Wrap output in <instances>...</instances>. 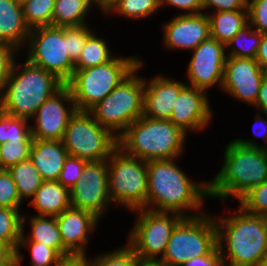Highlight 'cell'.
Here are the masks:
<instances>
[{
	"label": "cell",
	"instance_id": "cell-1",
	"mask_svg": "<svg viewBox=\"0 0 267 266\" xmlns=\"http://www.w3.org/2000/svg\"><path fill=\"white\" fill-rule=\"evenodd\" d=\"M178 159L147 162L148 190L144 209L173 212L183 217L205 213L204 201L210 198L209 182L192 180L176 164Z\"/></svg>",
	"mask_w": 267,
	"mask_h": 266
},
{
	"label": "cell",
	"instance_id": "cell-2",
	"mask_svg": "<svg viewBox=\"0 0 267 266\" xmlns=\"http://www.w3.org/2000/svg\"><path fill=\"white\" fill-rule=\"evenodd\" d=\"M226 215H213L225 266H258L267 257V218L240 206Z\"/></svg>",
	"mask_w": 267,
	"mask_h": 266
},
{
	"label": "cell",
	"instance_id": "cell-3",
	"mask_svg": "<svg viewBox=\"0 0 267 266\" xmlns=\"http://www.w3.org/2000/svg\"><path fill=\"white\" fill-rule=\"evenodd\" d=\"M223 152V165L209 181L210 198L239 201L267 180V149L247 147L232 139Z\"/></svg>",
	"mask_w": 267,
	"mask_h": 266
},
{
	"label": "cell",
	"instance_id": "cell-4",
	"mask_svg": "<svg viewBox=\"0 0 267 266\" xmlns=\"http://www.w3.org/2000/svg\"><path fill=\"white\" fill-rule=\"evenodd\" d=\"M19 64L21 62L16 60L5 87L0 92V110L7 115L30 121L40 105L64 83L27 59Z\"/></svg>",
	"mask_w": 267,
	"mask_h": 266
},
{
	"label": "cell",
	"instance_id": "cell-5",
	"mask_svg": "<svg viewBox=\"0 0 267 266\" xmlns=\"http://www.w3.org/2000/svg\"><path fill=\"white\" fill-rule=\"evenodd\" d=\"M187 134L170 120L142 116L118 138V147L128 156L146 162L180 158Z\"/></svg>",
	"mask_w": 267,
	"mask_h": 266
},
{
	"label": "cell",
	"instance_id": "cell-6",
	"mask_svg": "<svg viewBox=\"0 0 267 266\" xmlns=\"http://www.w3.org/2000/svg\"><path fill=\"white\" fill-rule=\"evenodd\" d=\"M117 55L111 61L74 71L66 83L78 111H89L127 78L143 60L137 55Z\"/></svg>",
	"mask_w": 267,
	"mask_h": 266
},
{
	"label": "cell",
	"instance_id": "cell-7",
	"mask_svg": "<svg viewBox=\"0 0 267 266\" xmlns=\"http://www.w3.org/2000/svg\"><path fill=\"white\" fill-rule=\"evenodd\" d=\"M144 63L142 60L127 78L89 110L94 119L117 138L143 116L144 76L138 73Z\"/></svg>",
	"mask_w": 267,
	"mask_h": 266
},
{
	"label": "cell",
	"instance_id": "cell-8",
	"mask_svg": "<svg viewBox=\"0 0 267 266\" xmlns=\"http://www.w3.org/2000/svg\"><path fill=\"white\" fill-rule=\"evenodd\" d=\"M110 202L131 212L146 205L147 162L128 156L119 147L107 159Z\"/></svg>",
	"mask_w": 267,
	"mask_h": 266
},
{
	"label": "cell",
	"instance_id": "cell-9",
	"mask_svg": "<svg viewBox=\"0 0 267 266\" xmlns=\"http://www.w3.org/2000/svg\"><path fill=\"white\" fill-rule=\"evenodd\" d=\"M217 247L213 216L202 213L184 217L175 227L160 259L166 266H181L190 258L209 255Z\"/></svg>",
	"mask_w": 267,
	"mask_h": 266
},
{
	"label": "cell",
	"instance_id": "cell-10",
	"mask_svg": "<svg viewBox=\"0 0 267 266\" xmlns=\"http://www.w3.org/2000/svg\"><path fill=\"white\" fill-rule=\"evenodd\" d=\"M61 141L68 155L87 162L107 160L118 148V138L89 111L77 110L71 116Z\"/></svg>",
	"mask_w": 267,
	"mask_h": 266
},
{
	"label": "cell",
	"instance_id": "cell-11",
	"mask_svg": "<svg viewBox=\"0 0 267 266\" xmlns=\"http://www.w3.org/2000/svg\"><path fill=\"white\" fill-rule=\"evenodd\" d=\"M131 212L137 215L128 232L126 243L140 258L161 259L172 232L184 217L173 212L144 208Z\"/></svg>",
	"mask_w": 267,
	"mask_h": 266
},
{
	"label": "cell",
	"instance_id": "cell-12",
	"mask_svg": "<svg viewBox=\"0 0 267 266\" xmlns=\"http://www.w3.org/2000/svg\"><path fill=\"white\" fill-rule=\"evenodd\" d=\"M30 63L54 74L66 84L74 73L67 51V27L45 26L30 30L25 46Z\"/></svg>",
	"mask_w": 267,
	"mask_h": 266
},
{
	"label": "cell",
	"instance_id": "cell-13",
	"mask_svg": "<svg viewBox=\"0 0 267 266\" xmlns=\"http://www.w3.org/2000/svg\"><path fill=\"white\" fill-rule=\"evenodd\" d=\"M69 192L71 207L88 211L99 219L104 217L112 205L108 191L107 160L86 162L81 179Z\"/></svg>",
	"mask_w": 267,
	"mask_h": 266
},
{
	"label": "cell",
	"instance_id": "cell-14",
	"mask_svg": "<svg viewBox=\"0 0 267 266\" xmlns=\"http://www.w3.org/2000/svg\"><path fill=\"white\" fill-rule=\"evenodd\" d=\"M191 53L192 56L186 71L187 83L206 92L216 85L221 90L224 66L227 59L226 46L209 37L201 42Z\"/></svg>",
	"mask_w": 267,
	"mask_h": 266
},
{
	"label": "cell",
	"instance_id": "cell-15",
	"mask_svg": "<svg viewBox=\"0 0 267 266\" xmlns=\"http://www.w3.org/2000/svg\"><path fill=\"white\" fill-rule=\"evenodd\" d=\"M77 111L70 88L64 84L43 102L31 119V135L38 140L61 141L69 119ZM33 120V121H32Z\"/></svg>",
	"mask_w": 267,
	"mask_h": 266
},
{
	"label": "cell",
	"instance_id": "cell-16",
	"mask_svg": "<svg viewBox=\"0 0 267 266\" xmlns=\"http://www.w3.org/2000/svg\"><path fill=\"white\" fill-rule=\"evenodd\" d=\"M264 75L255 59L227 56L221 90L235 100L254 106Z\"/></svg>",
	"mask_w": 267,
	"mask_h": 266
},
{
	"label": "cell",
	"instance_id": "cell-17",
	"mask_svg": "<svg viewBox=\"0 0 267 266\" xmlns=\"http://www.w3.org/2000/svg\"><path fill=\"white\" fill-rule=\"evenodd\" d=\"M210 93L186 84L179 92L173 106L170 121L187 135L203 132L212 122ZM189 131V132H188Z\"/></svg>",
	"mask_w": 267,
	"mask_h": 266
},
{
	"label": "cell",
	"instance_id": "cell-18",
	"mask_svg": "<svg viewBox=\"0 0 267 266\" xmlns=\"http://www.w3.org/2000/svg\"><path fill=\"white\" fill-rule=\"evenodd\" d=\"M162 26V43L169 51L191 52L210 37V20L206 13L176 14Z\"/></svg>",
	"mask_w": 267,
	"mask_h": 266
},
{
	"label": "cell",
	"instance_id": "cell-19",
	"mask_svg": "<svg viewBox=\"0 0 267 266\" xmlns=\"http://www.w3.org/2000/svg\"><path fill=\"white\" fill-rule=\"evenodd\" d=\"M185 81L157 74L147 79L144 76L143 116L170 120L173 106Z\"/></svg>",
	"mask_w": 267,
	"mask_h": 266
},
{
	"label": "cell",
	"instance_id": "cell-20",
	"mask_svg": "<svg viewBox=\"0 0 267 266\" xmlns=\"http://www.w3.org/2000/svg\"><path fill=\"white\" fill-rule=\"evenodd\" d=\"M56 221L63 247L70 254H88L90 237L97 230L100 219L88 211L70 206L56 216Z\"/></svg>",
	"mask_w": 267,
	"mask_h": 266
},
{
	"label": "cell",
	"instance_id": "cell-21",
	"mask_svg": "<svg viewBox=\"0 0 267 266\" xmlns=\"http://www.w3.org/2000/svg\"><path fill=\"white\" fill-rule=\"evenodd\" d=\"M67 157L62 141L34 139L29 159L43 181H58Z\"/></svg>",
	"mask_w": 267,
	"mask_h": 266
},
{
	"label": "cell",
	"instance_id": "cell-22",
	"mask_svg": "<svg viewBox=\"0 0 267 266\" xmlns=\"http://www.w3.org/2000/svg\"><path fill=\"white\" fill-rule=\"evenodd\" d=\"M29 34L22 6L15 0H0V41L22 52Z\"/></svg>",
	"mask_w": 267,
	"mask_h": 266
},
{
	"label": "cell",
	"instance_id": "cell-23",
	"mask_svg": "<svg viewBox=\"0 0 267 266\" xmlns=\"http://www.w3.org/2000/svg\"><path fill=\"white\" fill-rule=\"evenodd\" d=\"M27 223L31 227V233L26 236V231L24 230ZM19 241L43 243L44 245L53 248L61 257L70 255V253L63 247L59 226L55 216H38L31 214V217H28L27 214H23L22 236Z\"/></svg>",
	"mask_w": 267,
	"mask_h": 266
},
{
	"label": "cell",
	"instance_id": "cell-24",
	"mask_svg": "<svg viewBox=\"0 0 267 266\" xmlns=\"http://www.w3.org/2000/svg\"><path fill=\"white\" fill-rule=\"evenodd\" d=\"M38 216H58L70 207V192L58 181H43L29 200Z\"/></svg>",
	"mask_w": 267,
	"mask_h": 266
},
{
	"label": "cell",
	"instance_id": "cell-25",
	"mask_svg": "<svg viewBox=\"0 0 267 266\" xmlns=\"http://www.w3.org/2000/svg\"><path fill=\"white\" fill-rule=\"evenodd\" d=\"M210 37L226 44L249 23L248 10L217 11L207 14Z\"/></svg>",
	"mask_w": 267,
	"mask_h": 266
},
{
	"label": "cell",
	"instance_id": "cell-26",
	"mask_svg": "<svg viewBox=\"0 0 267 266\" xmlns=\"http://www.w3.org/2000/svg\"><path fill=\"white\" fill-rule=\"evenodd\" d=\"M93 0H55L52 26L74 27L88 24L87 18L93 11Z\"/></svg>",
	"mask_w": 267,
	"mask_h": 266
},
{
	"label": "cell",
	"instance_id": "cell-27",
	"mask_svg": "<svg viewBox=\"0 0 267 266\" xmlns=\"http://www.w3.org/2000/svg\"><path fill=\"white\" fill-rule=\"evenodd\" d=\"M95 33L92 32L88 36L80 57L74 63V71L103 65L117 55L113 54L114 52L110 50L111 47L108 46L109 41L107 42L106 38L100 37Z\"/></svg>",
	"mask_w": 267,
	"mask_h": 266
},
{
	"label": "cell",
	"instance_id": "cell-28",
	"mask_svg": "<svg viewBox=\"0 0 267 266\" xmlns=\"http://www.w3.org/2000/svg\"><path fill=\"white\" fill-rule=\"evenodd\" d=\"M8 172L16 184L18 195L22 201L30 200L43 182L40 173L30 159L10 167Z\"/></svg>",
	"mask_w": 267,
	"mask_h": 266
},
{
	"label": "cell",
	"instance_id": "cell-29",
	"mask_svg": "<svg viewBox=\"0 0 267 266\" xmlns=\"http://www.w3.org/2000/svg\"><path fill=\"white\" fill-rule=\"evenodd\" d=\"M262 35L248 23L226 44L227 56L255 59Z\"/></svg>",
	"mask_w": 267,
	"mask_h": 266
},
{
	"label": "cell",
	"instance_id": "cell-30",
	"mask_svg": "<svg viewBox=\"0 0 267 266\" xmlns=\"http://www.w3.org/2000/svg\"><path fill=\"white\" fill-rule=\"evenodd\" d=\"M22 211L0 207V241L16 252L22 236Z\"/></svg>",
	"mask_w": 267,
	"mask_h": 266
},
{
	"label": "cell",
	"instance_id": "cell-31",
	"mask_svg": "<svg viewBox=\"0 0 267 266\" xmlns=\"http://www.w3.org/2000/svg\"><path fill=\"white\" fill-rule=\"evenodd\" d=\"M160 10V0H120L107 16L115 14L118 17L121 16L137 21L145 20V18L149 19Z\"/></svg>",
	"mask_w": 267,
	"mask_h": 266
},
{
	"label": "cell",
	"instance_id": "cell-32",
	"mask_svg": "<svg viewBox=\"0 0 267 266\" xmlns=\"http://www.w3.org/2000/svg\"><path fill=\"white\" fill-rule=\"evenodd\" d=\"M15 141H34L30 121L7 115L0 110V144Z\"/></svg>",
	"mask_w": 267,
	"mask_h": 266
},
{
	"label": "cell",
	"instance_id": "cell-33",
	"mask_svg": "<svg viewBox=\"0 0 267 266\" xmlns=\"http://www.w3.org/2000/svg\"><path fill=\"white\" fill-rule=\"evenodd\" d=\"M55 0H29L22 6L24 21L32 30L51 26Z\"/></svg>",
	"mask_w": 267,
	"mask_h": 266
},
{
	"label": "cell",
	"instance_id": "cell-34",
	"mask_svg": "<svg viewBox=\"0 0 267 266\" xmlns=\"http://www.w3.org/2000/svg\"><path fill=\"white\" fill-rule=\"evenodd\" d=\"M21 248H28L30 251V266H55L61 256L51 247L44 245L43 243L34 241H19L16 255L19 260L20 266L23 265V258L25 254H22Z\"/></svg>",
	"mask_w": 267,
	"mask_h": 266
},
{
	"label": "cell",
	"instance_id": "cell-35",
	"mask_svg": "<svg viewBox=\"0 0 267 266\" xmlns=\"http://www.w3.org/2000/svg\"><path fill=\"white\" fill-rule=\"evenodd\" d=\"M90 259L91 266H134L135 252L125 243L123 246L100 252Z\"/></svg>",
	"mask_w": 267,
	"mask_h": 266
},
{
	"label": "cell",
	"instance_id": "cell-36",
	"mask_svg": "<svg viewBox=\"0 0 267 266\" xmlns=\"http://www.w3.org/2000/svg\"><path fill=\"white\" fill-rule=\"evenodd\" d=\"M33 141H15L0 144V158L4 170L29 160Z\"/></svg>",
	"mask_w": 267,
	"mask_h": 266
},
{
	"label": "cell",
	"instance_id": "cell-37",
	"mask_svg": "<svg viewBox=\"0 0 267 266\" xmlns=\"http://www.w3.org/2000/svg\"><path fill=\"white\" fill-rule=\"evenodd\" d=\"M238 202L245 212L267 218V180L250 190Z\"/></svg>",
	"mask_w": 267,
	"mask_h": 266
},
{
	"label": "cell",
	"instance_id": "cell-38",
	"mask_svg": "<svg viewBox=\"0 0 267 266\" xmlns=\"http://www.w3.org/2000/svg\"><path fill=\"white\" fill-rule=\"evenodd\" d=\"M23 201L20 199L16 184L8 170L0 172V207L21 210ZM22 204V205H21Z\"/></svg>",
	"mask_w": 267,
	"mask_h": 266
},
{
	"label": "cell",
	"instance_id": "cell-39",
	"mask_svg": "<svg viewBox=\"0 0 267 266\" xmlns=\"http://www.w3.org/2000/svg\"><path fill=\"white\" fill-rule=\"evenodd\" d=\"M89 26L67 27V51L74 62L80 57L88 36L93 32Z\"/></svg>",
	"mask_w": 267,
	"mask_h": 266
},
{
	"label": "cell",
	"instance_id": "cell-40",
	"mask_svg": "<svg viewBox=\"0 0 267 266\" xmlns=\"http://www.w3.org/2000/svg\"><path fill=\"white\" fill-rule=\"evenodd\" d=\"M86 162V160L68 155L59 175L58 182L64 187L71 189L81 179Z\"/></svg>",
	"mask_w": 267,
	"mask_h": 266
},
{
	"label": "cell",
	"instance_id": "cell-41",
	"mask_svg": "<svg viewBox=\"0 0 267 266\" xmlns=\"http://www.w3.org/2000/svg\"><path fill=\"white\" fill-rule=\"evenodd\" d=\"M248 20L252 27L267 34V0H248Z\"/></svg>",
	"mask_w": 267,
	"mask_h": 266
},
{
	"label": "cell",
	"instance_id": "cell-42",
	"mask_svg": "<svg viewBox=\"0 0 267 266\" xmlns=\"http://www.w3.org/2000/svg\"><path fill=\"white\" fill-rule=\"evenodd\" d=\"M17 52L20 53L17 48L0 41V92L11 74L16 57L19 55Z\"/></svg>",
	"mask_w": 267,
	"mask_h": 266
},
{
	"label": "cell",
	"instance_id": "cell-43",
	"mask_svg": "<svg viewBox=\"0 0 267 266\" xmlns=\"http://www.w3.org/2000/svg\"><path fill=\"white\" fill-rule=\"evenodd\" d=\"M256 117L254 119V123H252V130L253 135L256 137H261L263 139L264 144H258L256 140L252 139H241L240 137L237 139H234L236 142H238L241 145L247 146V147H259L263 149H267V113L256 111L254 114ZM264 115V116H263ZM262 116V117H261ZM266 117V118H265Z\"/></svg>",
	"mask_w": 267,
	"mask_h": 266
},
{
	"label": "cell",
	"instance_id": "cell-44",
	"mask_svg": "<svg viewBox=\"0 0 267 266\" xmlns=\"http://www.w3.org/2000/svg\"><path fill=\"white\" fill-rule=\"evenodd\" d=\"M203 13L247 10L248 0H202ZM210 9V10H209Z\"/></svg>",
	"mask_w": 267,
	"mask_h": 266
},
{
	"label": "cell",
	"instance_id": "cell-45",
	"mask_svg": "<svg viewBox=\"0 0 267 266\" xmlns=\"http://www.w3.org/2000/svg\"><path fill=\"white\" fill-rule=\"evenodd\" d=\"M160 6L176 8L180 14L203 13L202 0H160Z\"/></svg>",
	"mask_w": 267,
	"mask_h": 266
},
{
	"label": "cell",
	"instance_id": "cell-46",
	"mask_svg": "<svg viewBox=\"0 0 267 266\" xmlns=\"http://www.w3.org/2000/svg\"><path fill=\"white\" fill-rule=\"evenodd\" d=\"M181 266H225V264L218 247H216L209 255L190 258Z\"/></svg>",
	"mask_w": 267,
	"mask_h": 266
},
{
	"label": "cell",
	"instance_id": "cell-47",
	"mask_svg": "<svg viewBox=\"0 0 267 266\" xmlns=\"http://www.w3.org/2000/svg\"><path fill=\"white\" fill-rule=\"evenodd\" d=\"M88 254H70L59 259L55 266H91Z\"/></svg>",
	"mask_w": 267,
	"mask_h": 266
},
{
	"label": "cell",
	"instance_id": "cell-48",
	"mask_svg": "<svg viewBox=\"0 0 267 266\" xmlns=\"http://www.w3.org/2000/svg\"><path fill=\"white\" fill-rule=\"evenodd\" d=\"M254 107H256V110L259 112L267 113V73L263 76Z\"/></svg>",
	"mask_w": 267,
	"mask_h": 266
},
{
	"label": "cell",
	"instance_id": "cell-49",
	"mask_svg": "<svg viewBox=\"0 0 267 266\" xmlns=\"http://www.w3.org/2000/svg\"><path fill=\"white\" fill-rule=\"evenodd\" d=\"M255 60L262 67V70L267 73V34L262 35Z\"/></svg>",
	"mask_w": 267,
	"mask_h": 266
},
{
	"label": "cell",
	"instance_id": "cell-50",
	"mask_svg": "<svg viewBox=\"0 0 267 266\" xmlns=\"http://www.w3.org/2000/svg\"><path fill=\"white\" fill-rule=\"evenodd\" d=\"M119 2L120 0H93V5L95 8L99 9V12L101 11V13L106 16Z\"/></svg>",
	"mask_w": 267,
	"mask_h": 266
},
{
	"label": "cell",
	"instance_id": "cell-51",
	"mask_svg": "<svg viewBox=\"0 0 267 266\" xmlns=\"http://www.w3.org/2000/svg\"><path fill=\"white\" fill-rule=\"evenodd\" d=\"M134 266H166L160 259H144L135 254Z\"/></svg>",
	"mask_w": 267,
	"mask_h": 266
},
{
	"label": "cell",
	"instance_id": "cell-52",
	"mask_svg": "<svg viewBox=\"0 0 267 266\" xmlns=\"http://www.w3.org/2000/svg\"><path fill=\"white\" fill-rule=\"evenodd\" d=\"M14 253L6 243L0 241V263L9 259Z\"/></svg>",
	"mask_w": 267,
	"mask_h": 266
},
{
	"label": "cell",
	"instance_id": "cell-53",
	"mask_svg": "<svg viewBox=\"0 0 267 266\" xmlns=\"http://www.w3.org/2000/svg\"><path fill=\"white\" fill-rule=\"evenodd\" d=\"M0 266H20L16 253H14L9 259L1 262Z\"/></svg>",
	"mask_w": 267,
	"mask_h": 266
},
{
	"label": "cell",
	"instance_id": "cell-54",
	"mask_svg": "<svg viewBox=\"0 0 267 266\" xmlns=\"http://www.w3.org/2000/svg\"><path fill=\"white\" fill-rule=\"evenodd\" d=\"M16 3L20 6H23L25 3H27L29 0H15Z\"/></svg>",
	"mask_w": 267,
	"mask_h": 266
},
{
	"label": "cell",
	"instance_id": "cell-55",
	"mask_svg": "<svg viewBox=\"0 0 267 266\" xmlns=\"http://www.w3.org/2000/svg\"><path fill=\"white\" fill-rule=\"evenodd\" d=\"M258 266H267V257L265 259H263Z\"/></svg>",
	"mask_w": 267,
	"mask_h": 266
},
{
	"label": "cell",
	"instance_id": "cell-56",
	"mask_svg": "<svg viewBox=\"0 0 267 266\" xmlns=\"http://www.w3.org/2000/svg\"><path fill=\"white\" fill-rule=\"evenodd\" d=\"M1 171H4V169H3V165H2V162H1V158H0V172Z\"/></svg>",
	"mask_w": 267,
	"mask_h": 266
}]
</instances>
